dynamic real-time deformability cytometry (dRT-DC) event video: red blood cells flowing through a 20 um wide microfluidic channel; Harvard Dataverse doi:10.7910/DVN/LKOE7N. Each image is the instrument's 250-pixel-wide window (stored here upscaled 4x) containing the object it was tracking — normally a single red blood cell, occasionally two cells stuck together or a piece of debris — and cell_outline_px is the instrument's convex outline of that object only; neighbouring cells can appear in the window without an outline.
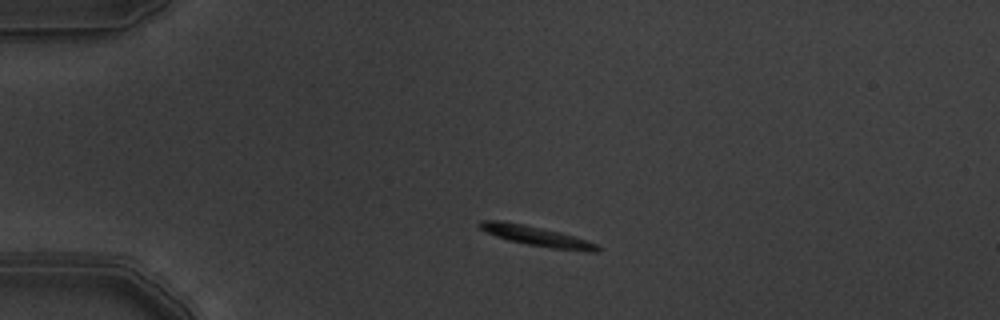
{"species": "common noctule bat (a hibernating species)", "species_latin": "Nyctalus noctula", "temperature_condition": "warm", "stored_images_in_passage": 2, "camera_frame_rate_fps": 3000, "um_per_image_px": 0.085, "animal": {"sex": "male", "body_mass_g": 19.5, "forearm_length_mm": 54.6}, "frame": {"image": 1, "passage_image": 1, "time_ms": 0.0, "image_size_px": [1000, 320], "cell_outline_px": [[600, 252], [588, 252], [552, 248], [528, 244], [508, 240], [496, 236], [480, 228], [476, 224], [480, 220], [500, 220], [524, 224], [560, 232], [576, 236], [588, 240], [596, 244], [600, 248]], "centroid_in_image_um": [45.64, 20.06], "position_along_channel_um": 39.4, "area_um2": 13.7}}